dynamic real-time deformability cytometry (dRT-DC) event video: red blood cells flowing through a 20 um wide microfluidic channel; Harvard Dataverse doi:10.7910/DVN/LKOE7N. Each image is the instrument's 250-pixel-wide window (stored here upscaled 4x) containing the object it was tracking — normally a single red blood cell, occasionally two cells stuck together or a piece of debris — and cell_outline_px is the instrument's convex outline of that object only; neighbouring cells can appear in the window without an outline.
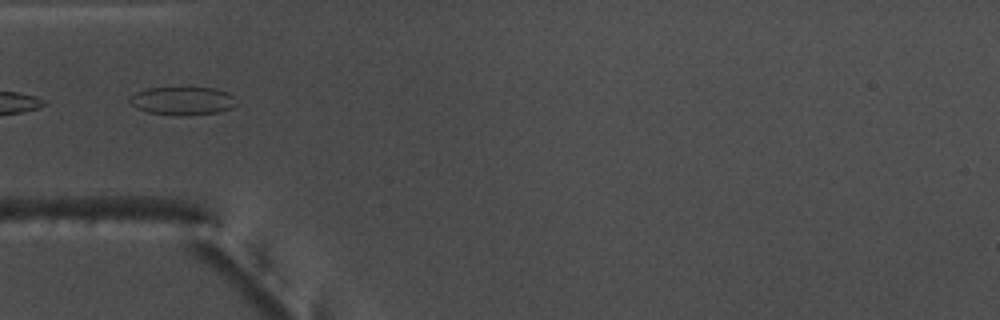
{"species": "common noctule bat (a hibernating species)", "species_latin": "Nyctalus noctula", "temperature_condition": "warm", "stored_images_in_passage": 24, "camera_frame_rate_fps": 3000, "um_per_image_px": 0.085, "animal": {"sex": "male", "body_mass_g": 17.5, "forearm_length_mm": 52.3}, "frame": {"image": 1, "passage_image": 17, "time_ms": 5.333, "image_size_px": [1000, 320], "cell_outline_px": [[236, 104], [232, 108], [220, 112], [184, 116], [176, 116], [148, 112], [136, 108], [128, 100], [136, 92], [148, 88], [212, 88], [228, 92], [232, 96]], "centroid_in_image_um": [15.51, 8.59], "position_along_channel_um": 69.5, "area_um2": 17.51}}